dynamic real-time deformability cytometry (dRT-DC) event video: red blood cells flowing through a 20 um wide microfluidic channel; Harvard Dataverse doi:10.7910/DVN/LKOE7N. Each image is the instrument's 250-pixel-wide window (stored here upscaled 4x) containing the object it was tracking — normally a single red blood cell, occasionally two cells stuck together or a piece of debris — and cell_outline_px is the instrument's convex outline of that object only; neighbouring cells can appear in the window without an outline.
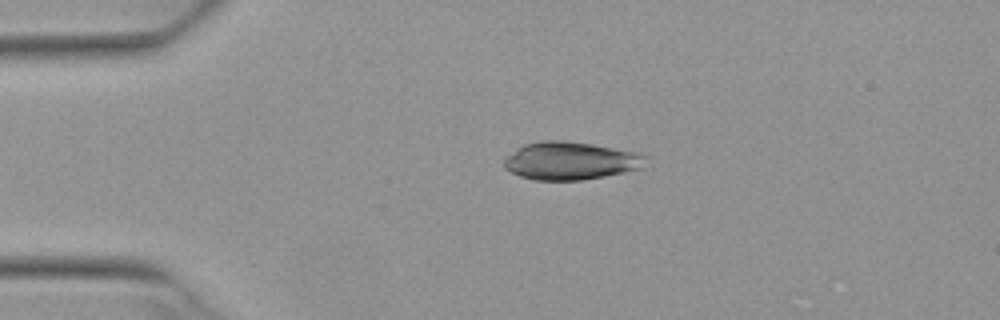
{"species": "Egyptian fruit bat (a non-hibernating species)", "species_latin": "Rousettus aegyptiacus", "temperature_condition": "warm", "stored_images_in_passage": 4, "camera_frame_rate_fps": 3000, "um_per_image_px": 0.085, "animal": {"sex": "female"}, "frame": {"image": 1, "passage_image": 3, "time_ms": 0.667, "image_size_px": [1000, 320], "cell_outline_px": [[648, 156], [644, 168], [604, 176], [580, 180], [532, 180], [520, 176], [504, 168], [504, 160], [516, 148], [524, 144], [544, 140], [564, 140], [592, 144], [640, 152]], "centroid_in_image_um": [48.53, 13.66], "position_along_channel_um": 36.5, "area_um2": 31.5}}